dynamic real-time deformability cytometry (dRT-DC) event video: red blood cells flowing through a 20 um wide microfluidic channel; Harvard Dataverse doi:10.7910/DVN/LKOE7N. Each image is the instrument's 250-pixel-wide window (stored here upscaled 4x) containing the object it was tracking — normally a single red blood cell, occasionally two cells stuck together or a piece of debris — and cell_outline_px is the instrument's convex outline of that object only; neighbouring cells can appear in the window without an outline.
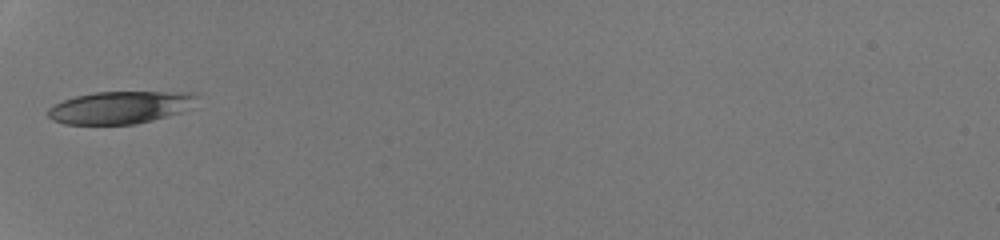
{"species": "human", "species_latin": "Homo sapiens", "temperature_condition": "room temperature", "stored_images_in_passage": 30, "camera_frame_rate_fps": 3000, "um_per_image_px": 0.085, "donor": {"sex": "male"}, "frame": {"image": 1, "passage_image": 1, "time_ms": 0.0, "image_size_px": [1000, 240], "cell_outline_px": [[200, 96], [180, 112], [152, 120], [136, 124], [64, 124], [52, 120], [48, 116], [48, 108], [52, 104], [76, 96], [96, 92], [196, 92]], "centroid_in_image_um": [10.16, 9.13], "position_along_channel_um": 74.8, "area_um2": 27.92}}
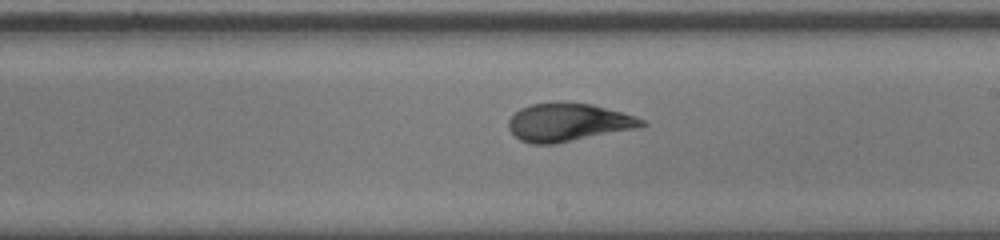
{"frame": {"image": 2, "passage_image": 13, "time_ms": 4.0, "image_size_px": [1000, 240], "cell_outline_px": [[648, 124], [640, 128], [556, 144], [532, 144], [520, 140], [508, 128], [508, 120], [520, 108], [532, 104], [552, 100], [564, 100], [592, 104], [636, 116], [644, 120]], "centroid_in_image_um": [48.32, 10.38], "position_along_channel_um": 240.7, "area_um2": 30.29}}
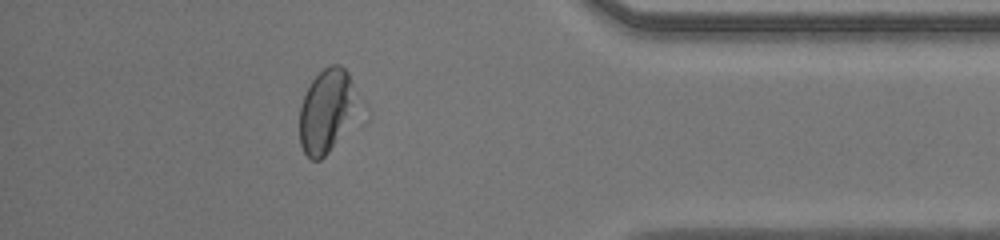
{"frame": {"image": 3, "passage_image": 26, "time_ms": 8.333, "image_size_px": [1000, 240], "cell_outline_px": [[352, 104], [328, 152], [320, 160], [312, 160], [304, 152], [300, 144], [300, 108], [304, 96], [312, 80], [324, 68], [332, 64], [340, 64], [348, 72]], "centroid_in_image_um": [27.57, 9.39], "position_along_channel_um": 407.6, "area_um2": 25.32}, "authors_computed_cell_mechanics": {"area_um2": 29.1601, "velocity_mm_per_s": 4.2943, "shape_relaxation_time_tau1_ms": 2.679, "shape_relaxation_time_tau2_ms": 1.0295, "deformation_change_tau1": 0.1428, "deformation_change_tau2": 0.0541}}